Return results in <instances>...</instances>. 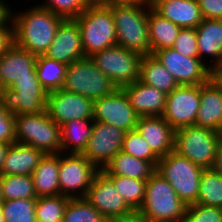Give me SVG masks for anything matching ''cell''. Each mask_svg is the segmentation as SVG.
<instances>
[{
    "instance_id": "1",
    "label": "cell",
    "mask_w": 222,
    "mask_h": 222,
    "mask_svg": "<svg viewBox=\"0 0 222 222\" xmlns=\"http://www.w3.org/2000/svg\"><path fill=\"white\" fill-rule=\"evenodd\" d=\"M15 44L31 53L44 55L64 20L37 4L24 11H11Z\"/></svg>"
},
{
    "instance_id": "2",
    "label": "cell",
    "mask_w": 222,
    "mask_h": 222,
    "mask_svg": "<svg viewBox=\"0 0 222 222\" xmlns=\"http://www.w3.org/2000/svg\"><path fill=\"white\" fill-rule=\"evenodd\" d=\"M106 5L113 14L117 45L142 56L151 55L148 3Z\"/></svg>"
},
{
    "instance_id": "3",
    "label": "cell",
    "mask_w": 222,
    "mask_h": 222,
    "mask_svg": "<svg viewBox=\"0 0 222 222\" xmlns=\"http://www.w3.org/2000/svg\"><path fill=\"white\" fill-rule=\"evenodd\" d=\"M187 205L174 188L155 172L146 183L145 199L139 209L149 222H183Z\"/></svg>"
},
{
    "instance_id": "4",
    "label": "cell",
    "mask_w": 222,
    "mask_h": 222,
    "mask_svg": "<svg viewBox=\"0 0 222 222\" xmlns=\"http://www.w3.org/2000/svg\"><path fill=\"white\" fill-rule=\"evenodd\" d=\"M75 21L79 26L85 57L117 45L113 14L106 4L89 5Z\"/></svg>"
},
{
    "instance_id": "5",
    "label": "cell",
    "mask_w": 222,
    "mask_h": 222,
    "mask_svg": "<svg viewBox=\"0 0 222 222\" xmlns=\"http://www.w3.org/2000/svg\"><path fill=\"white\" fill-rule=\"evenodd\" d=\"M16 142L30 145L45 154L61 153V127L46 111L14 115Z\"/></svg>"
},
{
    "instance_id": "6",
    "label": "cell",
    "mask_w": 222,
    "mask_h": 222,
    "mask_svg": "<svg viewBox=\"0 0 222 222\" xmlns=\"http://www.w3.org/2000/svg\"><path fill=\"white\" fill-rule=\"evenodd\" d=\"M203 170L175 151L161 157L156 167V172L169 182L186 205L197 203Z\"/></svg>"
},
{
    "instance_id": "7",
    "label": "cell",
    "mask_w": 222,
    "mask_h": 222,
    "mask_svg": "<svg viewBox=\"0 0 222 222\" xmlns=\"http://www.w3.org/2000/svg\"><path fill=\"white\" fill-rule=\"evenodd\" d=\"M217 131L195 125L175 131L174 151L203 169L214 166L220 140Z\"/></svg>"
},
{
    "instance_id": "8",
    "label": "cell",
    "mask_w": 222,
    "mask_h": 222,
    "mask_svg": "<svg viewBox=\"0 0 222 222\" xmlns=\"http://www.w3.org/2000/svg\"><path fill=\"white\" fill-rule=\"evenodd\" d=\"M62 89L94 101L114 93L118 88L90 57H85L68 65Z\"/></svg>"
},
{
    "instance_id": "9",
    "label": "cell",
    "mask_w": 222,
    "mask_h": 222,
    "mask_svg": "<svg viewBox=\"0 0 222 222\" xmlns=\"http://www.w3.org/2000/svg\"><path fill=\"white\" fill-rule=\"evenodd\" d=\"M90 58L117 88L121 89L139 80L143 56L137 52L115 45L93 53Z\"/></svg>"
},
{
    "instance_id": "10",
    "label": "cell",
    "mask_w": 222,
    "mask_h": 222,
    "mask_svg": "<svg viewBox=\"0 0 222 222\" xmlns=\"http://www.w3.org/2000/svg\"><path fill=\"white\" fill-rule=\"evenodd\" d=\"M47 93L38 77L17 79L0 89V102L13 115L39 113L46 111Z\"/></svg>"
},
{
    "instance_id": "11",
    "label": "cell",
    "mask_w": 222,
    "mask_h": 222,
    "mask_svg": "<svg viewBox=\"0 0 222 222\" xmlns=\"http://www.w3.org/2000/svg\"><path fill=\"white\" fill-rule=\"evenodd\" d=\"M98 171L82 154L60 153V194L70 199L85 197Z\"/></svg>"
},
{
    "instance_id": "12",
    "label": "cell",
    "mask_w": 222,
    "mask_h": 222,
    "mask_svg": "<svg viewBox=\"0 0 222 222\" xmlns=\"http://www.w3.org/2000/svg\"><path fill=\"white\" fill-rule=\"evenodd\" d=\"M175 78L179 85H201L212 76V70L199 58L182 55L174 48L152 54Z\"/></svg>"
},
{
    "instance_id": "13",
    "label": "cell",
    "mask_w": 222,
    "mask_h": 222,
    "mask_svg": "<svg viewBox=\"0 0 222 222\" xmlns=\"http://www.w3.org/2000/svg\"><path fill=\"white\" fill-rule=\"evenodd\" d=\"M200 107V85H179L166 97L162 117L176 131L195 125Z\"/></svg>"
},
{
    "instance_id": "14",
    "label": "cell",
    "mask_w": 222,
    "mask_h": 222,
    "mask_svg": "<svg viewBox=\"0 0 222 222\" xmlns=\"http://www.w3.org/2000/svg\"><path fill=\"white\" fill-rule=\"evenodd\" d=\"M139 115L125 92L118 88L114 93L93 101V120L119 128L126 133L136 130Z\"/></svg>"
},
{
    "instance_id": "15",
    "label": "cell",
    "mask_w": 222,
    "mask_h": 222,
    "mask_svg": "<svg viewBox=\"0 0 222 222\" xmlns=\"http://www.w3.org/2000/svg\"><path fill=\"white\" fill-rule=\"evenodd\" d=\"M126 132L104 122H93L91 137L82 155L99 170L122 150Z\"/></svg>"
},
{
    "instance_id": "16",
    "label": "cell",
    "mask_w": 222,
    "mask_h": 222,
    "mask_svg": "<svg viewBox=\"0 0 222 222\" xmlns=\"http://www.w3.org/2000/svg\"><path fill=\"white\" fill-rule=\"evenodd\" d=\"M46 112L60 127L69 121L93 119V100L64 89L47 93Z\"/></svg>"
},
{
    "instance_id": "17",
    "label": "cell",
    "mask_w": 222,
    "mask_h": 222,
    "mask_svg": "<svg viewBox=\"0 0 222 222\" xmlns=\"http://www.w3.org/2000/svg\"><path fill=\"white\" fill-rule=\"evenodd\" d=\"M85 199L106 220L128 214L132 211L114 186L113 181L102 170L95 174Z\"/></svg>"
},
{
    "instance_id": "18",
    "label": "cell",
    "mask_w": 222,
    "mask_h": 222,
    "mask_svg": "<svg viewBox=\"0 0 222 222\" xmlns=\"http://www.w3.org/2000/svg\"><path fill=\"white\" fill-rule=\"evenodd\" d=\"M44 56L67 65L85 58L79 26L75 19H64L60 23Z\"/></svg>"
},
{
    "instance_id": "19",
    "label": "cell",
    "mask_w": 222,
    "mask_h": 222,
    "mask_svg": "<svg viewBox=\"0 0 222 222\" xmlns=\"http://www.w3.org/2000/svg\"><path fill=\"white\" fill-rule=\"evenodd\" d=\"M37 55L15 43L0 57V89L11 86L15 80L37 77Z\"/></svg>"
},
{
    "instance_id": "20",
    "label": "cell",
    "mask_w": 222,
    "mask_h": 222,
    "mask_svg": "<svg viewBox=\"0 0 222 222\" xmlns=\"http://www.w3.org/2000/svg\"><path fill=\"white\" fill-rule=\"evenodd\" d=\"M136 131L159 158L174 151L175 130L162 116H139Z\"/></svg>"
},
{
    "instance_id": "21",
    "label": "cell",
    "mask_w": 222,
    "mask_h": 222,
    "mask_svg": "<svg viewBox=\"0 0 222 222\" xmlns=\"http://www.w3.org/2000/svg\"><path fill=\"white\" fill-rule=\"evenodd\" d=\"M222 124V86L212 76L200 85V107L195 126L219 130Z\"/></svg>"
},
{
    "instance_id": "22",
    "label": "cell",
    "mask_w": 222,
    "mask_h": 222,
    "mask_svg": "<svg viewBox=\"0 0 222 222\" xmlns=\"http://www.w3.org/2000/svg\"><path fill=\"white\" fill-rule=\"evenodd\" d=\"M196 34L199 58L213 72L222 64V19H203L196 27Z\"/></svg>"
},
{
    "instance_id": "23",
    "label": "cell",
    "mask_w": 222,
    "mask_h": 222,
    "mask_svg": "<svg viewBox=\"0 0 222 222\" xmlns=\"http://www.w3.org/2000/svg\"><path fill=\"white\" fill-rule=\"evenodd\" d=\"M151 8L181 28H196L203 16L197 0H151Z\"/></svg>"
},
{
    "instance_id": "24",
    "label": "cell",
    "mask_w": 222,
    "mask_h": 222,
    "mask_svg": "<svg viewBox=\"0 0 222 222\" xmlns=\"http://www.w3.org/2000/svg\"><path fill=\"white\" fill-rule=\"evenodd\" d=\"M139 116H162L167 94L137 80L121 88Z\"/></svg>"
},
{
    "instance_id": "25",
    "label": "cell",
    "mask_w": 222,
    "mask_h": 222,
    "mask_svg": "<svg viewBox=\"0 0 222 222\" xmlns=\"http://www.w3.org/2000/svg\"><path fill=\"white\" fill-rule=\"evenodd\" d=\"M45 153L30 145L14 142L7 150L2 175H32Z\"/></svg>"
},
{
    "instance_id": "26",
    "label": "cell",
    "mask_w": 222,
    "mask_h": 222,
    "mask_svg": "<svg viewBox=\"0 0 222 222\" xmlns=\"http://www.w3.org/2000/svg\"><path fill=\"white\" fill-rule=\"evenodd\" d=\"M60 153L45 154L31 177L37 197L60 195Z\"/></svg>"
},
{
    "instance_id": "27",
    "label": "cell",
    "mask_w": 222,
    "mask_h": 222,
    "mask_svg": "<svg viewBox=\"0 0 222 222\" xmlns=\"http://www.w3.org/2000/svg\"><path fill=\"white\" fill-rule=\"evenodd\" d=\"M101 170L106 175L148 180L156 172V167L149 161L119 151Z\"/></svg>"
},
{
    "instance_id": "28",
    "label": "cell",
    "mask_w": 222,
    "mask_h": 222,
    "mask_svg": "<svg viewBox=\"0 0 222 222\" xmlns=\"http://www.w3.org/2000/svg\"><path fill=\"white\" fill-rule=\"evenodd\" d=\"M148 26L151 55L158 50L172 48L181 27L157 14L148 3Z\"/></svg>"
},
{
    "instance_id": "29",
    "label": "cell",
    "mask_w": 222,
    "mask_h": 222,
    "mask_svg": "<svg viewBox=\"0 0 222 222\" xmlns=\"http://www.w3.org/2000/svg\"><path fill=\"white\" fill-rule=\"evenodd\" d=\"M93 119L72 120L61 126V153L82 154L91 137Z\"/></svg>"
},
{
    "instance_id": "30",
    "label": "cell",
    "mask_w": 222,
    "mask_h": 222,
    "mask_svg": "<svg viewBox=\"0 0 222 222\" xmlns=\"http://www.w3.org/2000/svg\"><path fill=\"white\" fill-rule=\"evenodd\" d=\"M139 80L165 94H169L179 86L172 74L153 55L143 56Z\"/></svg>"
},
{
    "instance_id": "31",
    "label": "cell",
    "mask_w": 222,
    "mask_h": 222,
    "mask_svg": "<svg viewBox=\"0 0 222 222\" xmlns=\"http://www.w3.org/2000/svg\"><path fill=\"white\" fill-rule=\"evenodd\" d=\"M67 64L38 55L35 69L41 86L47 91L62 89L67 71Z\"/></svg>"
},
{
    "instance_id": "32",
    "label": "cell",
    "mask_w": 222,
    "mask_h": 222,
    "mask_svg": "<svg viewBox=\"0 0 222 222\" xmlns=\"http://www.w3.org/2000/svg\"><path fill=\"white\" fill-rule=\"evenodd\" d=\"M197 204L222 208V175L213 168L201 174Z\"/></svg>"
},
{
    "instance_id": "33",
    "label": "cell",
    "mask_w": 222,
    "mask_h": 222,
    "mask_svg": "<svg viewBox=\"0 0 222 222\" xmlns=\"http://www.w3.org/2000/svg\"><path fill=\"white\" fill-rule=\"evenodd\" d=\"M132 210H139L145 199L147 180L134 179L121 175H107Z\"/></svg>"
},
{
    "instance_id": "34",
    "label": "cell",
    "mask_w": 222,
    "mask_h": 222,
    "mask_svg": "<svg viewBox=\"0 0 222 222\" xmlns=\"http://www.w3.org/2000/svg\"><path fill=\"white\" fill-rule=\"evenodd\" d=\"M1 191L3 201L37 198L30 175H2Z\"/></svg>"
},
{
    "instance_id": "35",
    "label": "cell",
    "mask_w": 222,
    "mask_h": 222,
    "mask_svg": "<svg viewBox=\"0 0 222 222\" xmlns=\"http://www.w3.org/2000/svg\"><path fill=\"white\" fill-rule=\"evenodd\" d=\"M70 198L63 195L37 197L35 215L37 222H62Z\"/></svg>"
},
{
    "instance_id": "36",
    "label": "cell",
    "mask_w": 222,
    "mask_h": 222,
    "mask_svg": "<svg viewBox=\"0 0 222 222\" xmlns=\"http://www.w3.org/2000/svg\"><path fill=\"white\" fill-rule=\"evenodd\" d=\"M62 222H107L85 197L69 199Z\"/></svg>"
},
{
    "instance_id": "37",
    "label": "cell",
    "mask_w": 222,
    "mask_h": 222,
    "mask_svg": "<svg viewBox=\"0 0 222 222\" xmlns=\"http://www.w3.org/2000/svg\"><path fill=\"white\" fill-rule=\"evenodd\" d=\"M1 205L5 222H37L36 198L7 200Z\"/></svg>"
},
{
    "instance_id": "38",
    "label": "cell",
    "mask_w": 222,
    "mask_h": 222,
    "mask_svg": "<svg viewBox=\"0 0 222 222\" xmlns=\"http://www.w3.org/2000/svg\"><path fill=\"white\" fill-rule=\"evenodd\" d=\"M121 151L135 158L149 161L155 167H157L158 161L160 160L136 130L129 131L125 134Z\"/></svg>"
},
{
    "instance_id": "39",
    "label": "cell",
    "mask_w": 222,
    "mask_h": 222,
    "mask_svg": "<svg viewBox=\"0 0 222 222\" xmlns=\"http://www.w3.org/2000/svg\"><path fill=\"white\" fill-rule=\"evenodd\" d=\"M38 6L48 9L64 19H75L89 6L86 0H46Z\"/></svg>"
},
{
    "instance_id": "40",
    "label": "cell",
    "mask_w": 222,
    "mask_h": 222,
    "mask_svg": "<svg viewBox=\"0 0 222 222\" xmlns=\"http://www.w3.org/2000/svg\"><path fill=\"white\" fill-rule=\"evenodd\" d=\"M183 222H222V208L197 203L187 205Z\"/></svg>"
},
{
    "instance_id": "41",
    "label": "cell",
    "mask_w": 222,
    "mask_h": 222,
    "mask_svg": "<svg viewBox=\"0 0 222 222\" xmlns=\"http://www.w3.org/2000/svg\"><path fill=\"white\" fill-rule=\"evenodd\" d=\"M172 48L182 55L199 57L196 28H181Z\"/></svg>"
},
{
    "instance_id": "42",
    "label": "cell",
    "mask_w": 222,
    "mask_h": 222,
    "mask_svg": "<svg viewBox=\"0 0 222 222\" xmlns=\"http://www.w3.org/2000/svg\"><path fill=\"white\" fill-rule=\"evenodd\" d=\"M0 141L8 144L16 142L15 119L0 102Z\"/></svg>"
},
{
    "instance_id": "43",
    "label": "cell",
    "mask_w": 222,
    "mask_h": 222,
    "mask_svg": "<svg viewBox=\"0 0 222 222\" xmlns=\"http://www.w3.org/2000/svg\"><path fill=\"white\" fill-rule=\"evenodd\" d=\"M203 19H222V0H197Z\"/></svg>"
},
{
    "instance_id": "44",
    "label": "cell",
    "mask_w": 222,
    "mask_h": 222,
    "mask_svg": "<svg viewBox=\"0 0 222 222\" xmlns=\"http://www.w3.org/2000/svg\"><path fill=\"white\" fill-rule=\"evenodd\" d=\"M14 43V26L10 19L3 27H0V57L6 53Z\"/></svg>"
},
{
    "instance_id": "45",
    "label": "cell",
    "mask_w": 222,
    "mask_h": 222,
    "mask_svg": "<svg viewBox=\"0 0 222 222\" xmlns=\"http://www.w3.org/2000/svg\"><path fill=\"white\" fill-rule=\"evenodd\" d=\"M107 222H149L140 210H132L130 213L114 217Z\"/></svg>"
},
{
    "instance_id": "46",
    "label": "cell",
    "mask_w": 222,
    "mask_h": 222,
    "mask_svg": "<svg viewBox=\"0 0 222 222\" xmlns=\"http://www.w3.org/2000/svg\"><path fill=\"white\" fill-rule=\"evenodd\" d=\"M10 4L0 3V27H3L11 19Z\"/></svg>"
},
{
    "instance_id": "47",
    "label": "cell",
    "mask_w": 222,
    "mask_h": 222,
    "mask_svg": "<svg viewBox=\"0 0 222 222\" xmlns=\"http://www.w3.org/2000/svg\"><path fill=\"white\" fill-rule=\"evenodd\" d=\"M213 169L222 175V138H220Z\"/></svg>"
},
{
    "instance_id": "48",
    "label": "cell",
    "mask_w": 222,
    "mask_h": 222,
    "mask_svg": "<svg viewBox=\"0 0 222 222\" xmlns=\"http://www.w3.org/2000/svg\"><path fill=\"white\" fill-rule=\"evenodd\" d=\"M10 145L11 144L0 141V176H2V169L4 165L5 156Z\"/></svg>"
},
{
    "instance_id": "49",
    "label": "cell",
    "mask_w": 222,
    "mask_h": 222,
    "mask_svg": "<svg viewBox=\"0 0 222 222\" xmlns=\"http://www.w3.org/2000/svg\"><path fill=\"white\" fill-rule=\"evenodd\" d=\"M151 0H109V4H143L150 3Z\"/></svg>"
},
{
    "instance_id": "50",
    "label": "cell",
    "mask_w": 222,
    "mask_h": 222,
    "mask_svg": "<svg viewBox=\"0 0 222 222\" xmlns=\"http://www.w3.org/2000/svg\"><path fill=\"white\" fill-rule=\"evenodd\" d=\"M89 5L109 4V0H86Z\"/></svg>"
},
{
    "instance_id": "51",
    "label": "cell",
    "mask_w": 222,
    "mask_h": 222,
    "mask_svg": "<svg viewBox=\"0 0 222 222\" xmlns=\"http://www.w3.org/2000/svg\"><path fill=\"white\" fill-rule=\"evenodd\" d=\"M213 76H222V64L213 71Z\"/></svg>"
},
{
    "instance_id": "52",
    "label": "cell",
    "mask_w": 222,
    "mask_h": 222,
    "mask_svg": "<svg viewBox=\"0 0 222 222\" xmlns=\"http://www.w3.org/2000/svg\"><path fill=\"white\" fill-rule=\"evenodd\" d=\"M0 222H5L2 205L0 204Z\"/></svg>"
},
{
    "instance_id": "53",
    "label": "cell",
    "mask_w": 222,
    "mask_h": 222,
    "mask_svg": "<svg viewBox=\"0 0 222 222\" xmlns=\"http://www.w3.org/2000/svg\"><path fill=\"white\" fill-rule=\"evenodd\" d=\"M218 82L219 84L222 86V76H213Z\"/></svg>"
},
{
    "instance_id": "54",
    "label": "cell",
    "mask_w": 222,
    "mask_h": 222,
    "mask_svg": "<svg viewBox=\"0 0 222 222\" xmlns=\"http://www.w3.org/2000/svg\"><path fill=\"white\" fill-rule=\"evenodd\" d=\"M3 203L2 191H1V176H0V204Z\"/></svg>"
},
{
    "instance_id": "55",
    "label": "cell",
    "mask_w": 222,
    "mask_h": 222,
    "mask_svg": "<svg viewBox=\"0 0 222 222\" xmlns=\"http://www.w3.org/2000/svg\"><path fill=\"white\" fill-rule=\"evenodd\" d=\"M218 134H219L220 137L222 138V124H221V126H220V128H219V130H218Z\"/></svg>"
},
{
    "instance_id": "56",
    "label": "cell",
    "mask_w": 222,
    "mask_h": 222,
    "mask_svg": "<svg viewBox=\"0 0 222 222\" xmlns=\"http://www.w3.org/2000/svg\"><path fill=\"white\" fill-rule=\"evenodd\" d=\"M0 3H7V2H5L4 0H0Z\"/></svg>"
}]
</instances>
